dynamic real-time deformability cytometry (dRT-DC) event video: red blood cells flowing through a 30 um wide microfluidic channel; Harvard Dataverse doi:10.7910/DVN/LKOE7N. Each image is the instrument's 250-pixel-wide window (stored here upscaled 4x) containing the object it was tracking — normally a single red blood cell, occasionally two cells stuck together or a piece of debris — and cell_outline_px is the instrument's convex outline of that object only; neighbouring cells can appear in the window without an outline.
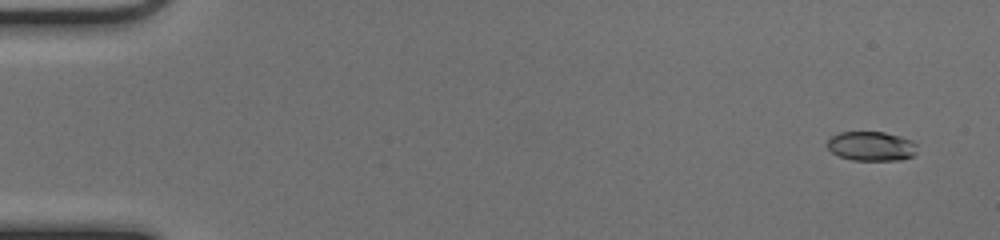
{"species": "common noctule bat (a hibernating species)", "species_latin": "Nyctalus noctula", "temperature_condition": "cold", "stored_images_in_passage": 52, "camera_frame_rate_fps": 3000, "um_per_image_px": 0.085, "animal": {"sex": "female", "body_mass_g": 17.0, "forearm_length_mm": 48.0}, "frame": {"image": 1, "passage_image": 3, "time_ms": 0.667, "image_size_px": [1000, 240], "cell_outline_px": [[916, 152], [912, 156], [900, 160], [852, 160], [840, 156], [832, 152], [828, 148], [828, 140], [832, 136], [840, 132], [884, 132], [900, 136], [912, 140], [916, 144]], "centroid_in_image_um": [74.08, 12.42], "position_along_channel_um": 10.9, "area_um2": 15.32}}
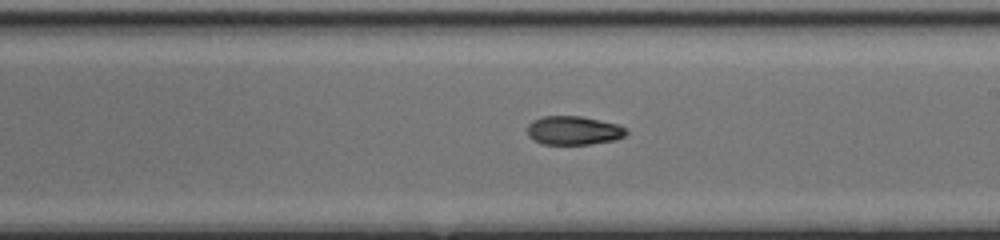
{"frame": {"image": 2, "passage_image": 31, "time_ms": 10.0, "image_size_px": [1000, 240], "cell_outline_px": [[628, 132], [624, 136], [616, 140], [592, 144], [544, 144], [532, 140], [528, 136], [528, 124], [532, 120], [544, 116], [580, 116], [616, 124], [628, 128]], "centroid_in_image_um": [48.76, 11.09], "position_along_channel_um": 240.2, "area_um2": 16.65}}
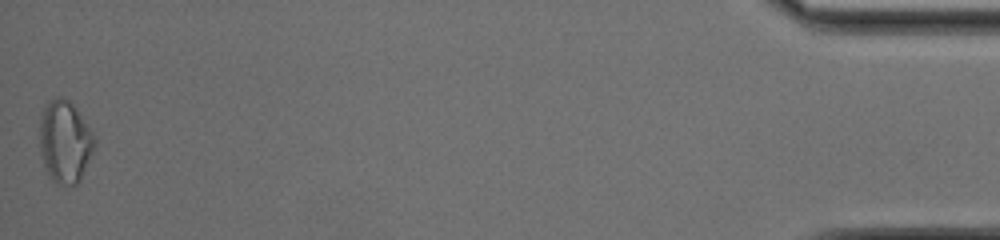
{"frame": {"image": 3, "passage_image": 52, "time_ms": 17.0, "image_size_px": [1000, 240], "cell_outline_px": [[96, 144], [80, 180], [76, 184], [56, 184], [48, 176], [40, 152], [40, 116], [48, 100], [56, 96], [64, 96], [76, 108], [96, 136]], "centroid_in_image_um": [5.52, 12.01], "position_along_channel_um": 429.7, "area_um2": 26.53}, "authors_computed_cell_mechanics": {"area_um2": 16.9354, "velocity_mm_per_s": 4.0592, "shape_relaxation_time_tau1_ms": 7.3814, "shape_relaxation_time_tau2_ms": 10.6658, "deformation_change_tau1": 0.196, "deformation_change_tau2": 0.1615}}